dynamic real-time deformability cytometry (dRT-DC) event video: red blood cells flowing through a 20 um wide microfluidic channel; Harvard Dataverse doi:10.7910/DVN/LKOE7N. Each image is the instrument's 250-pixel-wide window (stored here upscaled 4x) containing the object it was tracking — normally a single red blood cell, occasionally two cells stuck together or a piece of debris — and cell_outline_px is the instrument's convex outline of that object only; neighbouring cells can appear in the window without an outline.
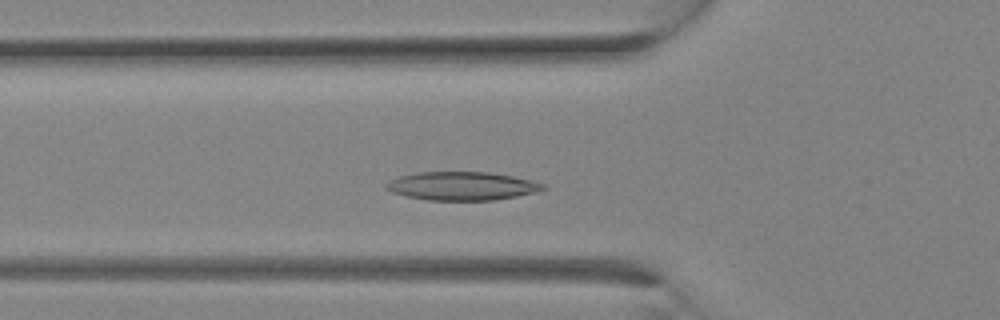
{"species": "Egyptian fruit bat (a non-hibernating species)", "species_latin": "Rousettus aegyptiacus", "temperature_condition": "room temperature", "stored_images_in_passage": 11, "camera_frame_rate_fps": 3000, "um_per_image_px": 0.085, "animal": {"sex": "female"}, "frame": {"image": 1, "passage_image": 7, "time_ms": 2.0, "image_size_px": [1000, 320], "cell_outline_px": [[548, 188], [536, 192], [516, 196], [492, 200], [428, 200], [408, 196], [392, 192], [384, 188], [384, 184], [400, 176], [416, 172], [488, 172], [512, 176], [532, 180], [544, 184]], "centroid_in_image_um": [39.28, 15.8], "position_along_channel_um": 86.5, "area_um2": 25.89}}
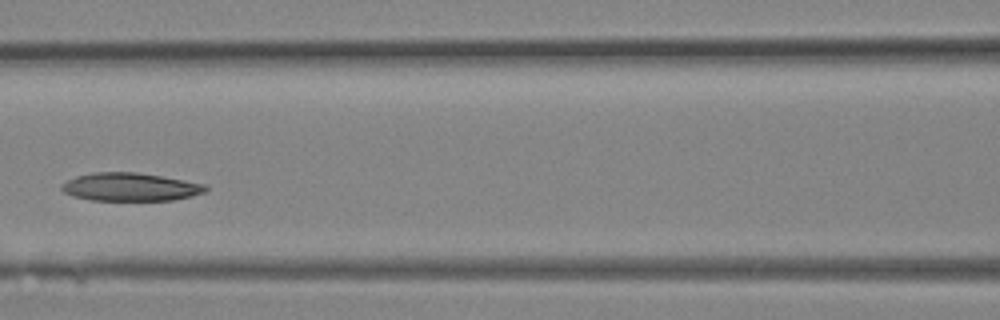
{"frame": {"image": 2, "passage_image": 10, "time_ms": 3.0, "image_size_px": [1000, 320], "cell_outline_px": [[208, 188], [204, 192], [192, 196], [172, 200], [92, 200], [72, 196], [64, 192], [60, 188], [60, 184], [76, 176], [92, 172], [136, 172], [208, 184]], "centroid_in_image_um": [11.06, 15.89], "position_along_channel_um": 155.5, "area_um2": 23.64}}